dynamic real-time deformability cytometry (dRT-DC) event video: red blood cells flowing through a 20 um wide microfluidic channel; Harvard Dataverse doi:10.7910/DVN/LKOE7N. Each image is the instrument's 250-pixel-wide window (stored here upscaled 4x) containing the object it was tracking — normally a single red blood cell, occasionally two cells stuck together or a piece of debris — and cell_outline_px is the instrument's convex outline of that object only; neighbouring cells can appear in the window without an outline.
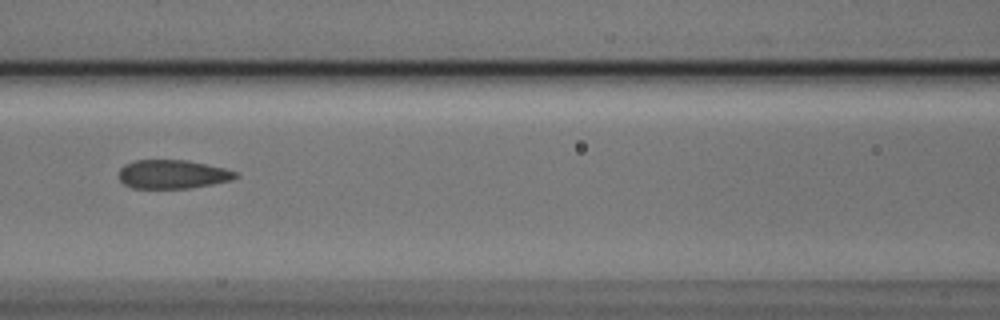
{"species": "Egyptian fruit bat (a non-hibernating species)", "species_latin": "Rousettus aegyptiacus", "temperature_condition": "cold", "stored_images_in_passage": 6, "camera_frame_rate_fps": 3000, "um_per_image_px": 0.085, "animal": {"sex": "male"}, "frame": {"image": 1, "passage_image": 4, "time_ms": 1.0, "image_size_px": [1000, 320], "cell_outline_px": [[240, 176], [232, 180], [212, 184], [188, 188], [132, 188], [124, 184], [120, 180], [120, 168], [124, 164], [136, 160], [188, 160], [224, 168], [236, 172]], "centroid_in_image_um": [14.68, 14.81], "position_along_channel_um": 151.9, "area_um2": 19.54}}
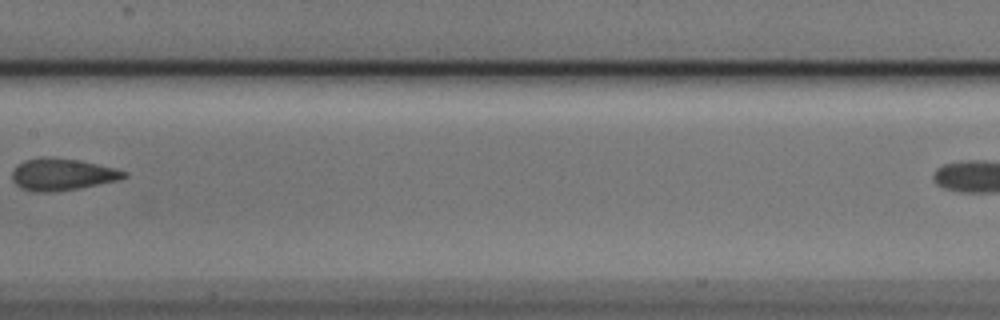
{"frame": {"image": 2, "passage_image": 5, "time_ms": 1.333, "image_size_px": [1000, 320], "cell_outline_px": [[128, 176], [120, 180], [76, 188], [52, 192], [36, 192], [20, 188], [12, 180], [12, 172], [24, 160], [40, 156], [48, 156], [80, 160], [128, 172]], "centroid_in_image_um": [5.27, 14.81], "position_along_channel_um": 202.1, "area_um2": 20.75}}
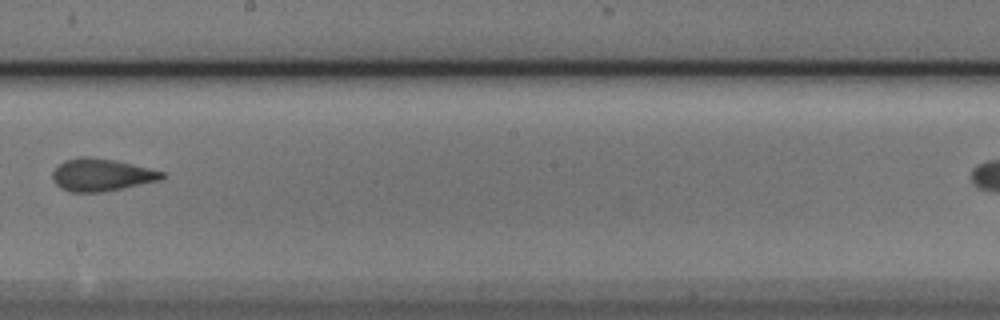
{"frame": {"image": 3, "passage_image": 6, "time_ms": 1.667, "image_size_px": [1000, 320], "cell_outline_px": [[164, 176], [160, 180], [100, 192], [72, 192], [60, 188], [56, 184], [52, 176], [52, 172], [64, 160], [80, 156], [88, 156], [116, 160], [164, 172]], "centroid_in_image_um": [8.58, 14.85], "position_along_channel_um": 239.6, "area_um2": 20.46}}